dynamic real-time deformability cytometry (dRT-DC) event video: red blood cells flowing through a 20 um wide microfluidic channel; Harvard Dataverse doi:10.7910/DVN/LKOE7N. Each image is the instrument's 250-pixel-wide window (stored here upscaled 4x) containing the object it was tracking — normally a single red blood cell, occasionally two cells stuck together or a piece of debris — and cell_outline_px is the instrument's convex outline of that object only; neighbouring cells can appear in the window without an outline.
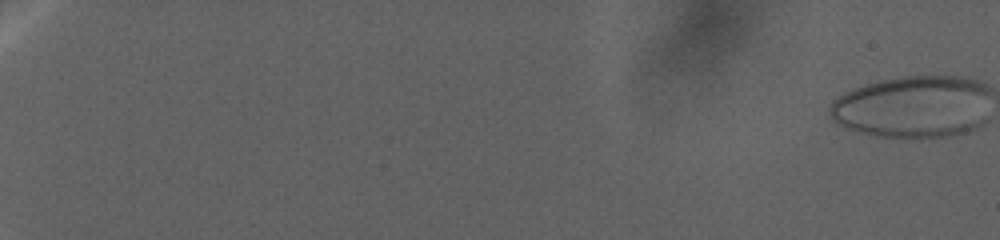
{"species": "human", "species_latin": "Homo sapiens", "temperature_condition": "warm", "stored_images_in_passage": 16, "camera_frame_rate_fps": 3000, "um_per_image_px": 0.085, "donor": {"sex": "female"}, "frame": {"image": 1, "passage_image": 1, "time_ms": 0.0, "image_size_px": [1000, 240], "cell_outline_px": [[980, 88], [964, 128], [952, 132], [928, 136], [900, 136], [876, 132], [856, 128], [840, 120], [832, 112], [832, 108], [844, 96], [860, 88], [872, 84], [892, 80], [916, 76], [944, 76], [964, 80], [976, 84]], "centroid_in_image_um": [77.34, 9.02], "position_along_channel_um": 7.7, "area_um2": 49.01}}